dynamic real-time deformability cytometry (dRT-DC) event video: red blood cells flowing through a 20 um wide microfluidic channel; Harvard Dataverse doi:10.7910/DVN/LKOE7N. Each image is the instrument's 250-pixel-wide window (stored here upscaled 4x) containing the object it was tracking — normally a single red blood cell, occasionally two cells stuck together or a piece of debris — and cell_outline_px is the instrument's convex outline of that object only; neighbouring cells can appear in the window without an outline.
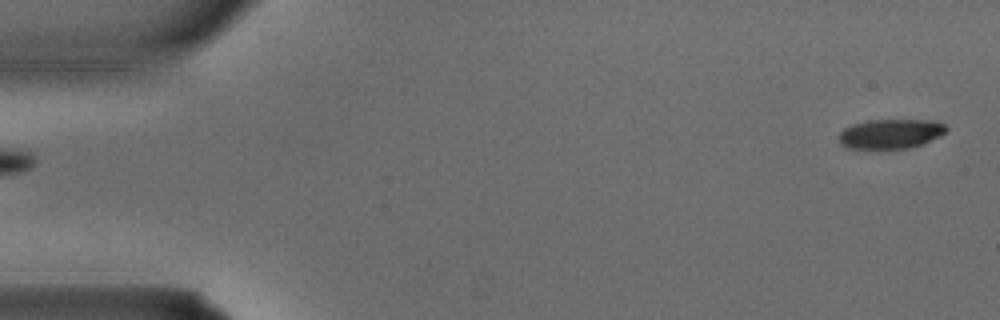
{"species": "common noctule bat (a hibernating species)", "species_latin": "Nyctalus noctula", "temperature_condition": "warm", "stored_images_in_passage": 2, "segment_of_instrument_passage": [2, 2], "camera_frame_rate_fps": 3000, "um_per_image_px": 0.085, "animal": {"sex": "male", "body_mass_g": 15.6}, "frame": {"image": 1, "passage_image": 2, "time_ms": 0.333, "image_size_px": [1000, 320], "cell_outline_px": [[948, 128], [940, 136], [920, 144], [908, 148], [852, 148], [840, 144], [840, 132], [844, 128], [852, 124], [868, 120], [924, 120], [944, 124]], "centroid_in_image_um": [75.67, 11.36], "position_along_channel_um": 9.3, "area_um2": 18.09}}